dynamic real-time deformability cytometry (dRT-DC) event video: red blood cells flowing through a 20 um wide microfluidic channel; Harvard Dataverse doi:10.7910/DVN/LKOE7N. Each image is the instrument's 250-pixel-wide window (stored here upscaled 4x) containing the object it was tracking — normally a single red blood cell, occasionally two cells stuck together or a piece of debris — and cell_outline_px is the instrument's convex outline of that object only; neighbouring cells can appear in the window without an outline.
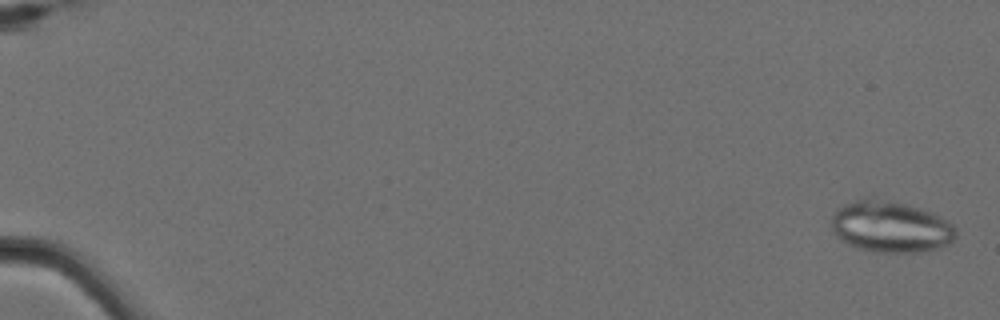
{"species": "Egyptian fruit bat (a non-hibernating species)", "species_latin": "Rousettus aegyptiacus", "temperature_condition": "cold", "stored_images_in_passage": 5, "camera_frame_rate_fps": 3000, "um_per_image_px": 0.085, "animal": {"sex": "female"}, "frame": {"image": 1, "passage_image": 1, "time_ms": 0.0, "image_size_px": [1000, 320], "cell_outline_px": [[956, 236], [948, 244], [940, 248], [924, 252], [876, 252], [856, 248], [840, 240], [836, 236], [832, 228], [832, 216], [844, 204], [864, 196], [868, 196], [904, 204], [932, 212], [948, 220], [956, 228]], "centroid_in_image_um": [75.71, 19.28], "position_along_channel_um": 9.3, "area_um2": 37.51}}